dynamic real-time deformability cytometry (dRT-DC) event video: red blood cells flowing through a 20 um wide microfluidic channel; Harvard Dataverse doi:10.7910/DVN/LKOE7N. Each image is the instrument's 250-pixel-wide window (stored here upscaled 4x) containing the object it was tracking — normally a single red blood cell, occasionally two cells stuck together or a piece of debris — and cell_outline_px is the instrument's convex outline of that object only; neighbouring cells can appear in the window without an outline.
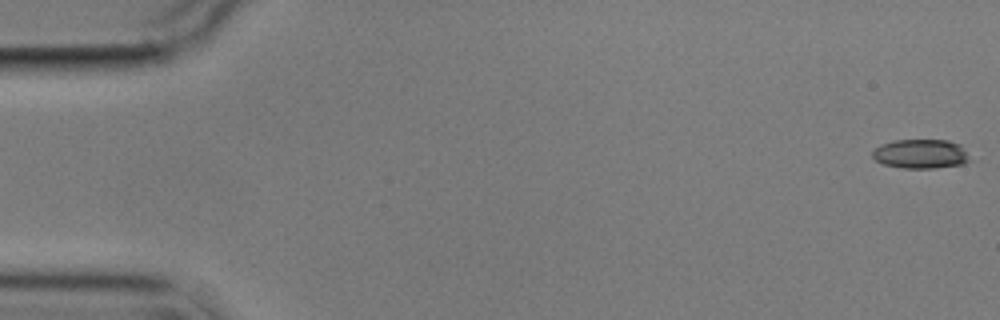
{"species": "common noctule bat (a hibernating species)", "species_latin": "Nyctalus noctula", "temperature_condition": "cold", "stored_images_in_passage": 6, "segment_of_instrument_passage": [1, 2], "camera_frame_rate_fps": 3000, "um_per_image_px": 0.085, "animal": {"sex": "male", "body_mass_g": 17.9}, "frame": {"image": 1, "passage_image": 1, "time_ms": 0.0, "image_size_px": [1000, 320], "cell_outline_px": [[972, 160], [964, 164], [936, 168], [904, 168], [884, 164], [876, 160], [872, 156], [872, 152], [880, 144], [892, 140], [948, 140], [960, 144]], "centroid_in_image_um": [78.29, 13.08], "position_along_channel_um": 6.7, "area_um2": 16.7}}